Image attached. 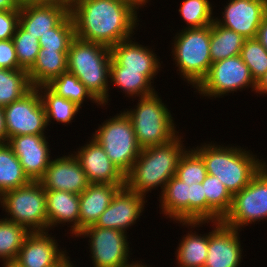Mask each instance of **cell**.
I'll return each mask as SVG.
<instances>
[{"label":"cell","instance_id":"9a60e30c","mask_svg":"<svg viewBox=\"0 0 267 267\" xmlns=\"http://www.w3.org/2000/svg\"><path fill=\"white\" fill-rule=\"evenodd\" d=\"M46 135H20L8 139L7 144L20 160L23 171L30 181H39L49 167L50 145Z\"/></svg>","mask_w":267,"mask_h":267},{"label":"cell","instance_id":"d6986e66","mask_svg":"<svg viewBox=\"0 0 267 267\" xmlns=\"http://www.w3.org/2000/svg\"><path fill=\"white\" fill-rule=\"evenodd\" d=\"M73 152L90 183L125 185V175L107 156L103 147L91 137Z\"/></svg>","mask_w":267,"mask_h":267},{"label":"cell","instance_id":"f5cc1de1","mask_svg":"<svg viewBox=\"0 0 267 267\" xmlns=\"http://www.w3.org/2000/svg\"><path fill=\"white\" fill-rule=\"evenodd\" d=\"M130 2H150L151 0H127Z\"/></svg>","mask_w":267,"mask_h":267},{"label":"cell","instance_id":"3957f363","mask_svg":"<svg viewBox=\"0 0 267 267\" xmlns=\"http://www.w3.org/2000/svg\"><path fill=\"white\" fill-rule=\"evenodd\" d=\"M193 149L202 157L207 173L217 179L233 196L244 189L266 163L241 146L208 142Z\"/></svg>","mask_w":267,"mask_h":267},{"label":"cell","instance_id":"ee69618b","mask_svg":"<svg viewBox=\"0 0 267 267\" xmlns=\"http://www.w3.org/2000/svg\"><path fill=\"white\" fill-rule=\"evenodd\" d=\"M75 0H33V5H58L71 10Z\"/></svg>","mask_w":267,"mask_h":267},{"label":"cell","instance_id":"d590c367","mask_svg":"<svg viewBox=\"0 0 267 267\" xmlns=\"http://www.w3.org/2000/svg\"><path fill=\"white\" fill-rule=\"evenodd\" d=\"M178 12L186 23V29L206 27L215 18L210 0H183Z\"/></svg>","mask_w":267,"mask_h":267},{"label":"cell","instance_id":"277c9868","mask_svg":"<svg viewBox=\"0 0 267 267\" xmlns=\"http://www.w3.org/2000/svg\"><path fill=\"white\" fill-rule=\"evenodd\" d=\"M111 51L104 45L75 37L67 53V71L75 75L105 107L109 105ZM109 86V87H108Z\"/></svg>","mask_w":267,"mask_h":267},{"label":"cell","instance_id":"484cf974","mask_svg":"<svg viewBox=\"0 0 267 267\" xmlns=\"http://www.w3.org/2000/svg\"><path fill=\"white\" fill-rule=\"evenodd\" d=\"M245 39L242 35L219 25L214 20L210 25V55L212 63L240 55Z\"/></svg>","mask_w":267,"mask_h":267},{"label":"cell","instance_id":"6da1fadb","mask_svg":"<svg viewBox=\"0 0 267 267\" xmlns=\"http://www.w3.org/2000/svg\"><path fill=\"white\" fill-rule=\"evenodd\" d=\"M148 2L75 0L70 10L75 37L111 48L131 38L139 26L138 11ZM138 10V11H137Z\"/></svg>","mask_w":267,"mask_h":267},{"label":"cell","instance_id":"4dcf8cb0","mask_svg":"<svg viewBox=\"0 0 267 267\" xmlns=\"http://www.w3.org/2000/svg\"><path fill=\"white\" fill-rule=\"evenodd\" d=\"M29 182L12 148L7 143L0 144V196Z\"/></svg>","mask_w":267,"mask_h":267},{"label":"cell","instance_id":"7bdbcfd3","mask_svg":"<svg viewBox=\"0 0 267 267\" xmlns=\"http://www.w3.org/2000/svg\"><path fill=\"white\" fill-rule=\"evenodd\" d=\"M256 39L267 50V13L263 17L262 23L258 28Z\"/></svg>","mask_w":267,"mask_h":267},{"label":"cell","instance_id":"836d02e7","mask_svg":"<svg viewBox=\"0 0 267 267\" xmlns=\"http://www.w3.org/2000/svg\"><path fill=\"white\" fill-rule=\"evenodd\" d=\"M47 86L57 95L74 102L79 107H83L82 104L88 99L96 105L98 104L97 106H101L85 85L68 71L53 79Z\"/></svg>","mask_w":267,"mask_h":267},{"label":"cell","instance_id":"e575fe53","mask_svg":"<svg viewBox=\"0 0 267 267\" xmlns=\"http://www.w3.org/2000/svg\"><path fill=\"white\" fill-rule=\"evenodd\" d=\"M75 38V25L69 13L56 27L49 29L38 41L41 49L68 52L70 43Z\"/></svg>","mask_w":267,"mask_h":267},{"label":"cell","instance_id":"ac0fdd59","mask_svg":"<svg viewBox=\"0 0 267 267\" xmlns=\"http://www.w3.org/2000/svg\"><path fill=\"white\" fill-rule=\"evenodd\" d=\"M71 154V155H70ZM50 161L39 183L45 190L66 191L80 195L90 184L73 153Z\"/></svg>","mask_w":267,"mask_h":267},{"label":"cell","instance_id":"681fc988","mask_svg":"<svg viewBox=\"0 0 267 267\" xmlns=\"http://www.w3.org/2000/svg\"><path fill=\"white\" fill-rule=\"evenodd\" d=\"M14 1L17 3L19 7L29 4L33 5V0H14Z\"/></svg>","mask_w":267,"mask_h":267},{"label":"cell","instance_id":"d4e9b609","mask_svg":"<svg viewBox=\"0 0 267 267\" xmlns=\"http://www.w3.org/2000/svg\"><path fill=\"white\" fill-rule=\"evenodd\" d=\"M67 53L40 49L35 64L28 71L32 87L48 85L53 79L67 72Z\"/></svg>","mask_w":267,"mask_h":267},{"label":"cell","instance_id":"4fadbf2b","mask_svg":"<svg viewBox=\"0 0 267 267\" xmlns=\"http://www.w3.org/2000/svg\"><path fill=\"white\" fill-rule=\"evenodd\" d=\"M49 231L30 232L14 261L17 267H59L68 258ZM61 248V249H60Z\"/></svg>","mask_w":267,"mask_h":267},{"label":"cell","instance_id":"52a82bcc","mask_svg":"<svg viewBox=\"0 0 267 267\" xmlns=\"http://www.w3.org/2000/svg\"><path fill=\"white\" fill-rule=\"evenodd\" d=\"M0 207L8 216L4 219L15 222L29 232L48 231L46 193L39 181L4 192Z\"/></svg>","mask_w":267,"mask_h":267},{"label":"cell","instance_id":"d6a6232c","mask_svg":"<svg viewBox=\"0 0 267 267\" xmlns=\"http://www.w3.org/2000/svg\"><path fill=\"white\" fill-rule=\"evenodd\" d=\"M29 233L15 222L0 219V259L3 264L14 263Z\"/></svg>","mask_w":267,"mask_h":267},{"label":"cell","instance_id":"603a6c76","mask_svg":"<svg viewBox=\"0 0 267 267\" xmlns=\"http://www.w3.org/2000/svg\"><path fill=\"white\" fill-rule=\"evenodd\" d=\"M70 10L58 5H24L20 7L19 25L30 35L40 38L56 27Z\"/></svg>","mask_w":267,"mask_h":267},{"label":"cell","instance_id":"b9f144b4","mask_svg":"<svg viewBox=\"0 0 267 267\" xmlns=\"http://www.w3.org/2000/svg\"><path fill=\"white\" fill-rule=\"evenodd\" d=\"M0 68L21 69L12 39L0 40Z\"/></svg>","mask_w":267,"mask_h":267},{"label":"cell","instance_id":"ffe728a7","mask_svg":"<svg viewBox=\"0 0 267 267\" xmlns=\"http://www.w3.org/2000/svg\"><path fill=\"white\" fill-rule=\"evenodd\" d=\"M133 36L110 48L111 66L125 67V70L142 71L150 81L162 68L160 59L149 46L135 42ZM152 49V50H151Z\"/></svg>","mask_w":267,"mask_h":267},{"label":"cell","instance_id":"cb8c5ba5","mask_svg":"<svg viewBox=\"0 0 267 267\" xmlns=\"http://www.w3.org/2000/svg\"><path fill=\"white\" fill-rule=\"evenodd\" d=\"M160 198V210L173 222H190V186L173 176Z\"/></svg>","mask_w":267,"mask_h":267},{"label":"cell","instance_id":"f6af8a7d","mask_svg":"<svg viewBox=\"0 0 267 267\" xmlns=\"http://www.w3.org/2000/svg\"><path fill=\"white\" fill-rule=\"evenodd\" d=\"M8 142V136L6 131L5 113L2 106H0V144Z\"/></svg>","mask_w":267,"mask_h":267},{"label":"cell","instance_id":"8d00e7d4","mask_svg":"<svg viewBox=\"0 0 267 267\" xmlns=\"http://www.w3.org/2000/svg\"><path fill=\"white\" fill-rule=\"evenodd\" d=\"M207 174L202 157L194 149L189 148L181 156L175 176L191 186L202 183Z\"/></svg>","mask_w":267,"mask_h":267},{"label":"cell","instance_id":"f35d334b","mask_svg":"<svg viewBox=\"0 0 267 267\" xmlns=\"http://www.w3.org/2000/svg\"><path fill=\"white\" fill-rule=\"evenodd\" d=\"M240 56L257 83L267 71V50L256 38H249L245 39Z\"/></svg>","mask_w":267,"mask_h":267},{"label":"cell","instance_id":"5bb4252c","mask_svg":"<svg viewBox=\"0 0 267 267\" xmlns=\"http://www.w3.org/2000/svg\"><path fill=\"white\" fill-rule=\"evenodd\" d=\"M221 18L214 20L244 38H256L258 28L267 13V0H228Z\"/></svg>","mask_w":267,"mask_h":267},{"label":"cell","instance_id":"7402d4cb","mask_svg":"<svg viewBox=\"0 0 267 267\" xmlns=\"http://www.w3.org/2000/svg\"><path fill=\"white\" fill-rule=\"evenodd\" d=\"M125 185L90 183L79 195V232L94 225L110 205L117 191Z\"/></svg>","mask_w":267,"mask_h":267},{"label":"cell","instance_id":"83f0119b","mask_svg":"<svg viewBox=\"0 0 267 267\" xmlns=\"http://www.w3.org/2000/svg\"><path fill=\"white\" fill-rule=\"evenodd\" d=\"M183 236L176 254L177 267H204L208 253V233L197 234L196 231Z\"/></svg>","mask_w":267,"mask_h":267},{"label":"cell","instance_id":"30bf717a","mask_svg":"<svg viewBox=\"0 0 267 267\" xmlns=\"http://www.w3.org/2000/svg\"><path fill=\"white\" fill-rule=\"evenodd\" d=\"M251 88L256 91V83L251 77L248 66L240 55L212 63L207 76L200 82L194 92L200 96L220 98L229 93ZM241 89V90H240Z\"/></svg>","mask_w":267,"mask_h":267},{"label":"cell","instance_id":"7c38bea8","mask_svg":"<svg viewBox=\"0 0 267 267\" xmlns=\"http://www.w3.org/2000/svg\"><path fill=\"white\" fill-rule=\"evenodd\" d=\"M8 139L20 135H44L46 113L37 88L3 107Z\"/></svg>","mask_w":267,"mask_h":267},{"label":"cell","instance_id":"ab89813d","mask_svg":"<svg viewBox=\"0 0 267 267\" xmlns=\"http://www.w3.org/2000/svg\"><path fill=\"white\" fill-rule=\"evenodd\" d=\"M182 227H203L208 222V203L203 191L202 183H195L190 186V222H177Z\"/></svg>","mask_w":267,"mask_h":267},{"label":"cell","instance_id":"44dd1931","mask_svg":"<svg viewBox=\"0 0 267 267\" xmlns=\"http://www.w3.org/2000/svg\"><path fill=\"white\" fill-rule=\"evenodd\" d=\"M48 231L57 225L71 224L70 233H79V195L66 191L45 190Z\"/></svg>","mask_w":267,"mask_h":267},{"label":"cell","instance_id":"ba28073f","mask_svg":"<svg viewBox=\"0 0 267 267\" xmlns=\"http://www.w3.org/2000/svg\"><path fill=\"white\" fill-rule=\"evenodd\" d=\"M95 129L92 138L104 149L112 163L126 175L139 157V146L132 123L124 111L106 119Z\"/></svg>","mask_w":267,"mask_h":267},{"label":"cell","instance_id":"bcb514c9","mask_svg":"<svg viewBox=\"0 0 267 267\" xmlns=\"http://www.w3.org/2000/svg\"><path fill=\"white\" fill-rule=\"evenodd\" d=\"M256 93L267 94V71L262 78L256 83Z\"/></svg>","mask_w":267,"mask_h":267},{"label":"cell","instance_id":"816d5d0a","mask_svg":"<svg viewBox=\"0 0 267 267\" xmlns=\"http://www.w3.org/2000/svg\"><path fill=\"white\" fill-rule=\"evenodd\" d=\"M3 267H17L14 263L3 264Z\"/></svg>","mask_w":267,"mask_h":267},{"label":"cell","instance_id":"5b68a950","mask_svg":"<svg viewBox=\"0 0 267 267\" xmlns=\"http://www.w3.org/2000/svg\"><path fill=\"white\" fill-rule=\"evenodd\" d=\"M164 104L156 92L139 98L135 108L124 111L132 123L137 142L142 149L168 143L179 134L174 117Z\"/></svg>","mask_w":267,"mask_h":267},{"label":"cell","instance_id":"e0dca14e","mask_svg":"<svg viewBox=\"0 0 267 267\" xmlns=\"http://www.w3.org/2000/svg\"><path fill=\"white\" fill-rule=\"evenodd\" d=\"M208 253L204 267H240L242 251L240 231L222 222H211Z\"/></svg>","mask_w":267,"mask_h":267},{"label":"cell","instance_id":"60d3db41","mask_svg":"<svg viewBox=\"0 0 267 267\" xmlns=\"http://www.w3.org/2000/svg\"><path fill=\"white\" fill-rule=\"evenodd\" d=\"M20 9L0 11V40L13 39L19 25Z\"/></svg>","mask_w":267,"mask_h":267},{"label":"cell","instance_id":"74e56055","mask_svg":"<svg viewBox=\"0 0 267 267\" xmlns=\"http://www.w3.org/2000/svg\"><path fill=\"white\" fill-rule=\"evenodd\" d=\"M12 41L20 68L28 72L35 64L36 57L41 49L38 38L30 35L18 25Z\"/></svg>","mask_w":267,"mask_h":267},{"label":"cell","instance_id":"8fae6325","mask_svg":"<svg viewBox=\"0 0 267 267\" xmlns=\"http://www.w3.org/2000/svg\"><path fill=\"white\" fill-rule=\"evenodd\" d=\"M73 237L90 238L88 249L93 267H122L130 263L129 238L121 230L88 226Z\"/></svg>","mask_w":267,"mask_h":267},{"label":"cell","instance_id":"c3c4849f","mask_svg":"<svg viewBox=\"0 0 267 267\" xmlns=\"http://www.w3.org/2000/svg\"><path fill=\"white\" fill-rule=\"evenodd\" d=\"M132 263H128L123 265L122 267H151L150 265L147 266V264H143L142 261H131ZM141 262V263H140Z\"/></svg>","mask_w":267,"mask_h":267},{"label":"cell","instance_id":"7a4b0ae2","mask_svg":"<svg viewBox=\"0 0 267 267\" xmlns=\"http://www.w3.org/2000/svg\"><path fill=\"white\" fill-rule=\"evenodd\" d=\"M183 135L162 145L143 148L130 171L125 175V186L145 197L157 187L162 195L168 181L175 176L181 156L187 150Z\"/></svg>","mask_w":267,"mask_h":267},{"label":"cell","instance_id":"4316f807","mask_svg":"<svg viewBox=\"0 0 267 267\" xmlns=\"http://www.w3.org/2000/svg\"><path fill=\"white\" fill-rule=\"evenodd\" d=\"M110 85L122 90L127 97L142 98L156 93L154 82L150 81L142 71L125 70V67H110ZM152 83V84H151ZM134 96V97H133Z\"/></svg>","mask_w":267,"mask_h":267},{"label":"cell","instance_id":"1f68e13d","mask_svg":"<svg viewBox=\"0 0 267 267\" xmlns=\"http://www.w3.org/2000/svg\"><path fill=\"white\" fill-rule=\"evenodd\" d=\"M32 88L26 70L0 68V106L4 107L20 99Z\"/></svg>","mask_w":267,"mask_h":267},{"label":"cell","instance_id":"8992f818","mask_svg":"<svg viewBox=\"0 0 267 267\" xmlns=\"http://www.w3.org/2000/svg\"><path fill=\"white\" fill-rule=\"evenodd\" d=\"M171 53L181 78L194 89L207 76L212 65L210 55V25L186 29L173 37ZM186 79V80H185Z\"/></svg>","mask_w":267,"mask_h":267},{"label":"cell","instance_id":"7dc6e473","mask_svg":"<svg viewBox=\"0 0 267 267\" xmlns=\"http://www.w3.org/2000/svg\"><path fill=\"white\" fill-rule=\"evenodd\" d=\"M11 9H20V7L14 0H0V11Z\"/></svg>","mask_w":267,"mask_h":267},{"label":"cell","instance_id":"f546056e","mask_svg":"<svg viewBox=\"0 0 267 267\" xmlns=\"http://www.w3.org/2000/svg\"><path fill=\"white\" fill-rule=\"evenodd\" d=\"M202 186L208 203V222H221L230 210L233 196L217 177L209 174Z\"/></svg>","mask_w":267,"mask_h":267},{"label":"cell","instance_id":"9c48e42d","mask_svg":"<svg viewBox=\"0 0 267 267\" xmlns=\"http://www.w3.org/2000/svg\"><path fill=\"white\" fill-rule=\"evenodd\" d=\"M261 220H267V163L244 189L233 195L230 210L221 222L241 231Z\"/></svg>","mask_w":267,"mask_h":267},{"label":"cell","instance_id":"2e32d148","mask_svg":"<svg viewBox=\"0 0 267 267\" xmlns=\"http://www.w3.org/2000/svg\"><path fill=\"white\" fill-rule=\"evenodd\" d=\"M144 198L126 186L121 187L110 205L91 226L117 229L128 233V228L135 225L137 219L139 221L144 211L145 203H147Z\"/></svg>","mask_w":267,"mask_h":267},{"label":"cell","instance_id":"f907efd6","mask_svg":"<svg viewBox=\"0 0 267 267\" xmlns=\"http://www.w3.org/2000/svg\"><path fill=\"white\" fill-rule=\"evenodd\" d=\"M72 261H70V258H68L61 266L59 267H75L73 262L71 263Z\"/></svg>","mask_w":267,"mask_h":267},{"label":"cell","instance_id":"f1b7e54d","mask_svg":"<svg viewBox=\"0 0 267 267\" xmlns=\"http://www.w3.org/2000/svg\"><path fill=\"white\" fill-rule=\"evenodd\" d=\"M36 88L44 106L47 126L50 125L49 123L51 120L56 121L59 124L63 123V125L70 124L80 112L81 107L62 96L57 95L47 85H42Z\"/></svg>","mask_w":267,"mask_h":267}]
</instances>
